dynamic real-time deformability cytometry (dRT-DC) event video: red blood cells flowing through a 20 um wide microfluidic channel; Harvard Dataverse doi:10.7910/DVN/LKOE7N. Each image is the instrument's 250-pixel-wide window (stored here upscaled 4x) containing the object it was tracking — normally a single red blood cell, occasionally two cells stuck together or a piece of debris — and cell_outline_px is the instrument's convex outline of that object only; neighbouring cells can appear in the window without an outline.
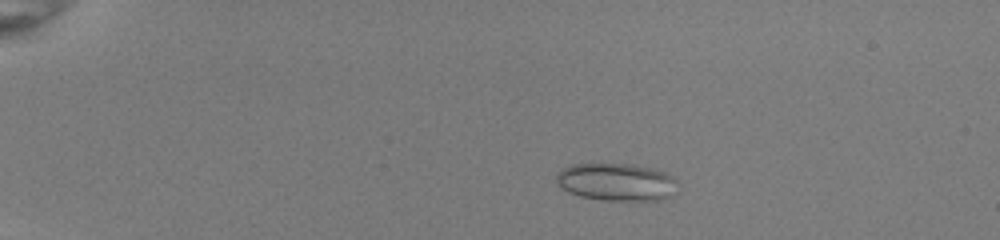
{"species": "common noctule bat (a hibernating species)", "species_latin": "Nyctalus noctula", "temperature_condition": "room temperature", "stored_images_in_passage": 52, "camera_frame_rate_fps": 3000, "um_per_image_px": 0.085, "animal": {"sex": "female", "body_mass_g": 22.0, "forearm_length_mm": 56.7}, "frame": {"image": 1, "passage_image": 11, "time_ms": 3.333, "image_size_px": [1000, 240], "cell_outline_px": [[680, 184], [676, 192], [672, 196], [660, 200], [600, 200], [580, 196], [568, 192], [556, 180], [556, 172], [572, 164], [632, 164], [656, 168], [672, 176]], "centroid_in_image_um": [52.47, 15.47], "position_along_channel_um": 32.5, "area_um2": 26.88}}
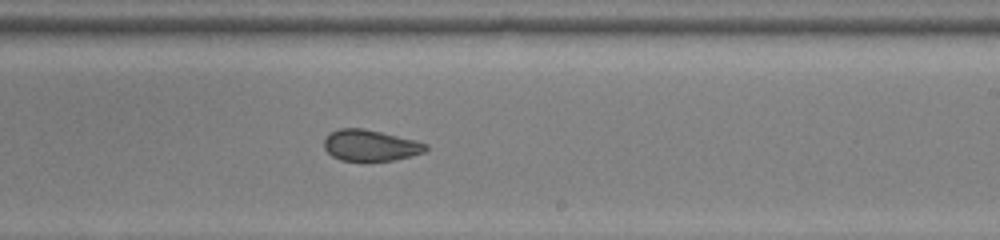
{"frame": {"image": 2, "passage_image": 34, "time_ms": 11.0, "image_size_px": [1000, 240], "cell_outline_px": [[428, 148], [424, 152], [396, 160], [340, 160], [332, 156], [324, 148], [324, 140], [332, 132], [340, 128], [364, 128], [416, 140], [428, 144]], "centroid_in_image_um": [31.5, 12.35], "position_along_channel_um": 257.5, "area_um2": 18.32}}
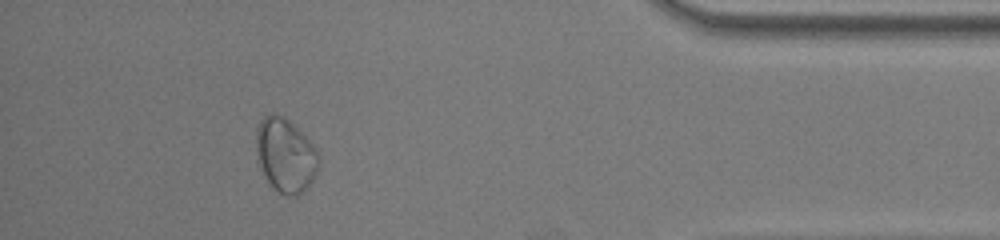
{"frame": {"image": 3, "passage_image": 48, "time_ms": 15.667, "image_size_px": [1000, 240], "cell_outline_px": [[320, 164], [308, 188], [296, 196], [288, 196], [272, 188], [264, 176], [256, 152], [256, 128], [260, 120], [264, 116], [272, 112], [276, 112], [284, 116], [316, 148], [320, 156]], "centroid_in_image_um": [24.26, 13.19], "position_along_channel_um": 410.9, "area_um2": 27.11}, "authors_computed_cell_mechanics": {"area_um2": 22.253, "velocity_mm_per_s": 4.0055, "shape_relaxation_time_tau1_ms": null, "shape_relaxation_time_tau2_ms": 1.4105, "deformation_change_tau1": null, "deformation_change_tau2": 0.0665}}